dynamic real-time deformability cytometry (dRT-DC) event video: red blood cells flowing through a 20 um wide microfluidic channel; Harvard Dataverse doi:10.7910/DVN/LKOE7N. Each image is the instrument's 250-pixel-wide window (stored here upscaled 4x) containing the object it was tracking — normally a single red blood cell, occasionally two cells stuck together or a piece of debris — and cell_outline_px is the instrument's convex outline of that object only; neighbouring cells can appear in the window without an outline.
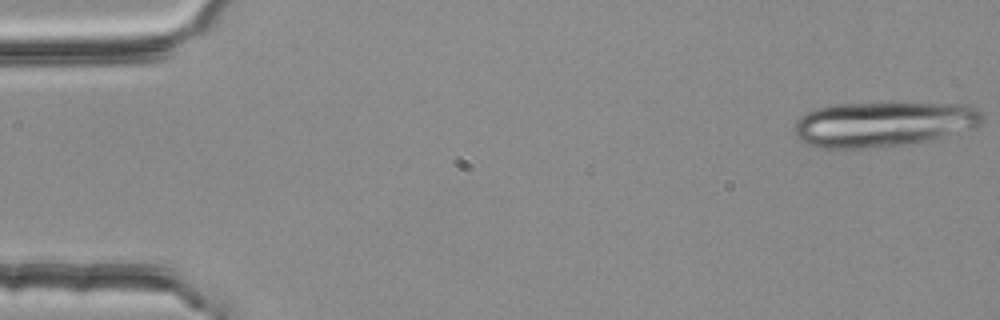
{"species": "common noctule bat (a hibernating species)", "species_latin": "Nyctalus noctula", "temperature_condition": "room temperature", "stored_images_in_passage": 4, "camera_frame_rate_fps": 3000, "um_per_image_px": 0.085, "animal": {"sex": "female", "body_mass_g": 25.1}, "frame": {"image": 1, "passage_image": 1, "time_ms": 0.0, "image_size_px": [1000, 320], "cell_outline_px": [[984, 116], [980, 124], [976, 128], [928, 140], [908, 144], [868, 148], [816, 148], [804, 144], [796, 136], [792, 128], [796, 120], [800, 116], [812, 108], [832, 104], [968, 104], [980, 108]], "centroid_in_image_um": [75.03, 10.55], "position_along_channel_um": 10.0, "area_um2": 49.82}}